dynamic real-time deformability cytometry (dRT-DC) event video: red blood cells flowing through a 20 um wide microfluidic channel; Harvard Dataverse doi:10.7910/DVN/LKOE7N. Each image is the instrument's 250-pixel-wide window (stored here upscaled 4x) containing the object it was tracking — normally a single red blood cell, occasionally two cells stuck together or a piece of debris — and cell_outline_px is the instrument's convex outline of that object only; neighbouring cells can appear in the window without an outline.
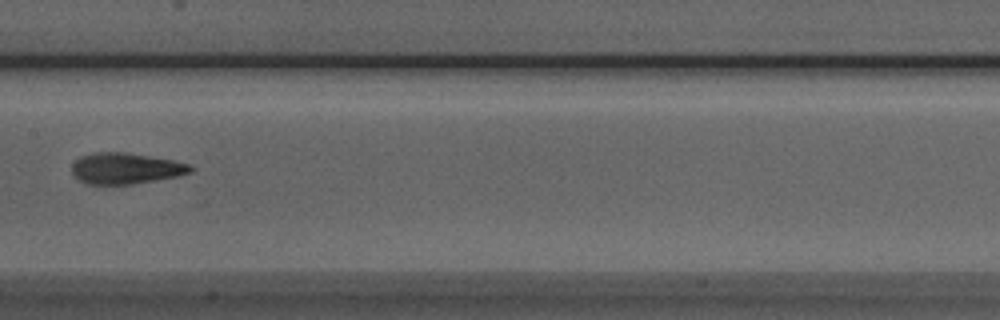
{"species": "Egyptian fruit bat (a non-hibernating species)", "species_latin": "Rousettus aegyptiacus", "temperature_condition": "room temperature", "stored_images_in_passage": 7, "camera_frame_rate_fps": 3000, "um_per_image_px": 0.085, "animal": {"sex": "male"}, "frame": {"image": 1, "passage_image": 7, "time_ms": 6.667, "image_size_px": [1000, 320], "cell_outline_px": [[192, 172], [176, 176], [132, 184], [88, 184], [80, 180], [72, 172], [72, 164], [80, 156], [92, 152], [124, 152], [172, 160], [188, 164], [192, 168]], "centroid_in_image_um": [10.64, 14.3], "position_along_channel_um": 196.8, "area_um2": 21.15}}